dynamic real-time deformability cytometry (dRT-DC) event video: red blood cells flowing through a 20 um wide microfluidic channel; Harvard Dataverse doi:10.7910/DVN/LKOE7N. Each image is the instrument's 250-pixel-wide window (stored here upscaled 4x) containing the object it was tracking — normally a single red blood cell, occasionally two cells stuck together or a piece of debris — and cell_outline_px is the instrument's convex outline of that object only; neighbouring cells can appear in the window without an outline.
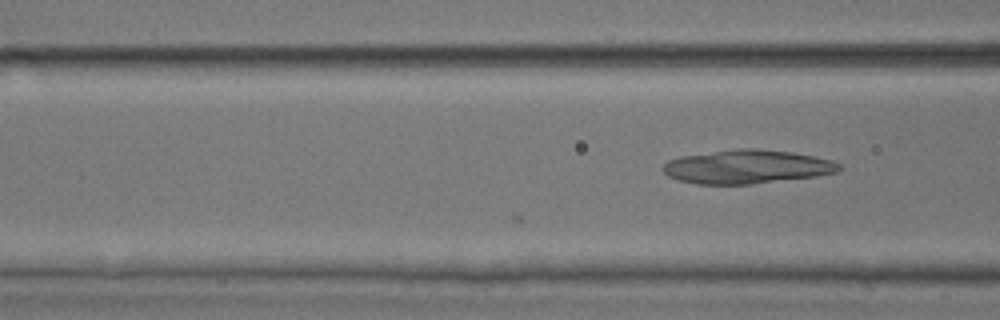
{"species": "common noctule bat (a hibernating species)", "species_latin": "Nyctalus noctula", "temperature_condition": "room temperature", "stored_images_in_passage": 20, "camera_frame_rate_fps": 3000, "um_per_image_px": 0.085, "animal": {"sex": "male", "body_mass_g": 17.9, "forearm_length_mm": 54.2}, "frame": {"image": 1, "passage_image": 20, "time_ms": 6.333, "image_size_px": [1000, 320], "cell_outline_px": [[844, 168], [840, 172], [816, 176], [752, 184], [696, 184], [680, 180], [668, 176], [664, 172], [664, 164], [668, 160], [680, 156], [740, 148], [752, 148], [792, 152], [832, 160], [840, 164]], "centroid_in_image_um": [63.53, 14.18], "position_along_channel_um": 103.1, "area_um2": 34.56}}